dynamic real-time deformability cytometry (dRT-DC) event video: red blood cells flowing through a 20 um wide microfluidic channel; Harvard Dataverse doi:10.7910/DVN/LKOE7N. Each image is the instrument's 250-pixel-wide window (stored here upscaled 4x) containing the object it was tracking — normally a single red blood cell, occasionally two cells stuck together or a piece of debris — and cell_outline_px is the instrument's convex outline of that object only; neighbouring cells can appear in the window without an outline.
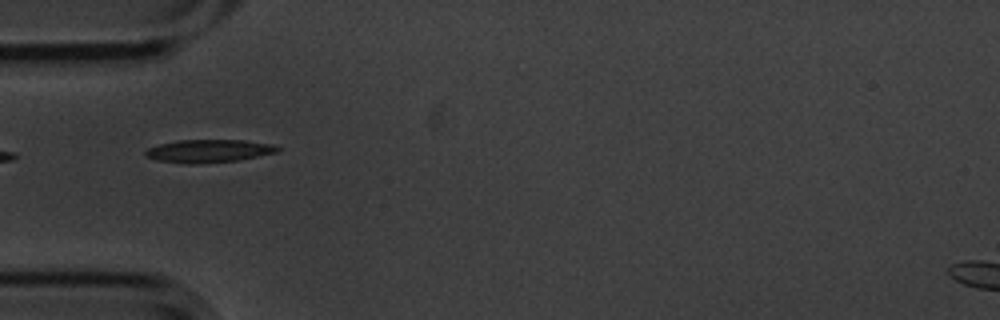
{"species": "common noctule bat (a hibernating species)", "species_latin": "Nyctalus noctula", "temperature_condition": "cold", "stored_images_in_passage": 10, "camera_frame_rate_fps": 3000, "um_per_image_px": 0.085, "animal": {"sex": "male", "body_mass_g": 20.1, "forearm_length_mm": 53.5}, "frame": {"image": 1, "passage_image": 4, "time_ms": 1.0, "image_size_px": [1000, 320], "cell_outline_px": [[280, 148], [276, 152], [240, 160], [196, 164], [188, 164], [156, 160], [144, 156], [144, 152], [148, 148], [160, 144], [176, 140], [244, 140], [272, 144]], "centroid_in_image_um": [17.7, 12.83], "position_along_channel_um": 67.3, "area_um2": 17.69}}
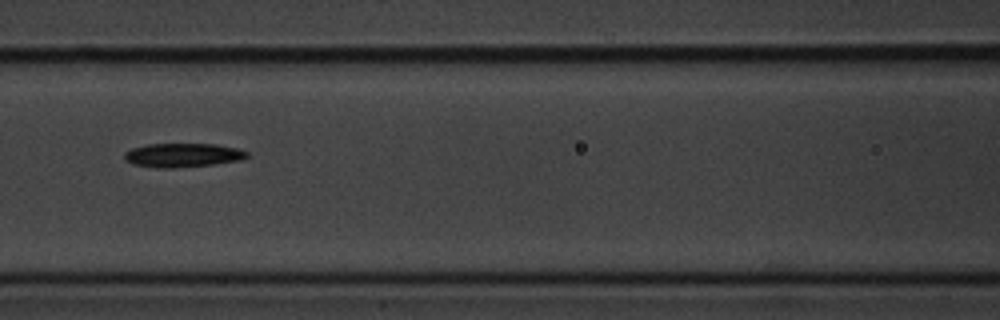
{"frame": {"image": 2, "passage_image": 6, "time_ms": 1.667, "image_size_px": [1000, 320], "cell_outline_px": [[248, 156], [244, 160], [216, 164], [176, 168], [156, 168], [132, 164], [124, 156], [124, 152], [132, 148], [148, 144], [216, 144], [240, 148], [248, 152]], "centroid_in_image_um": [15.59, 13.19], "position_along_channel_um": 151.0, "area_um2": 17.34}}
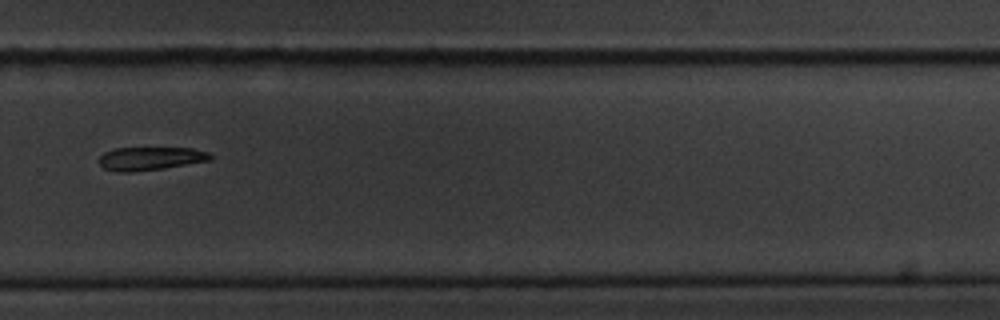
{"frame": {"image": 3, "passage_image": 10, "time_ms": 3.0, "image_size_px": [1000, 320], "cell_outline_px": [[212, 160], [164, 168], [132, 172], [120, 172], [104, 168], [100, 164], [100, 156], [104, 152], [116, 148], [192, 148], [208, 152], [212, 156]], "centroid_in_image_um": [12.8, 13.47], "position_along_channel_um": 317.0, "area_um2": 15.03}}